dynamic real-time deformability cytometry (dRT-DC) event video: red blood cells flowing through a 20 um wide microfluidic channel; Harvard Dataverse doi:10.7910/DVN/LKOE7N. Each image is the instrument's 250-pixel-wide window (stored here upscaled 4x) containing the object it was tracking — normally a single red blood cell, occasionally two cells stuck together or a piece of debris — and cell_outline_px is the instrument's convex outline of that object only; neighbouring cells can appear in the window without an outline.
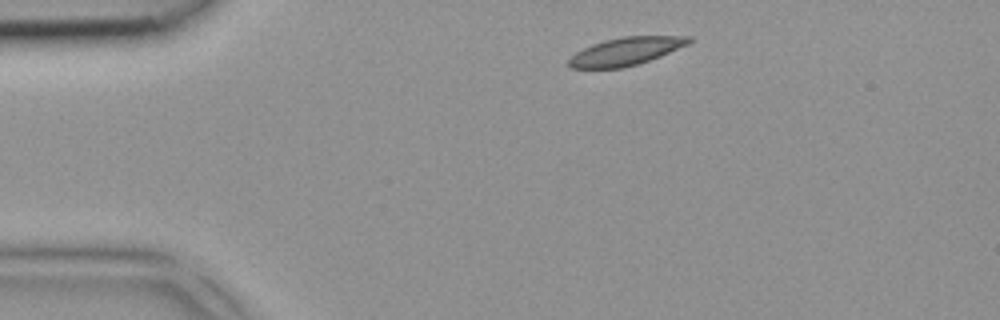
{"species": "common noctule bat (a hibernating species)", "species_latin": "Nyctalus noctula", "temperature_condition": "room temperature", "stored_images_in_passage": 3, "camera_frame_rate_fps": 3000, "um_per_image_px": 0.085, "animal": {"sex": "female", "body_mass_g": 18.4}, "frame": {"image": 1, "passage_image": 1, "time_ms": 0.0, "image_size_px": [1000, 320], "cell_outline_px": [[692, 40], [688, 44], [660, 56], [624, 68], [572, 68], [568, 64], [568, 60], [576, 52], [592, 44], [604, 40], [624, 36], [692, 36]], "centroid_in_image_um": [53.2, 4.35], "position_along_channel_um": 31.8, "area_um2": 19.31}}
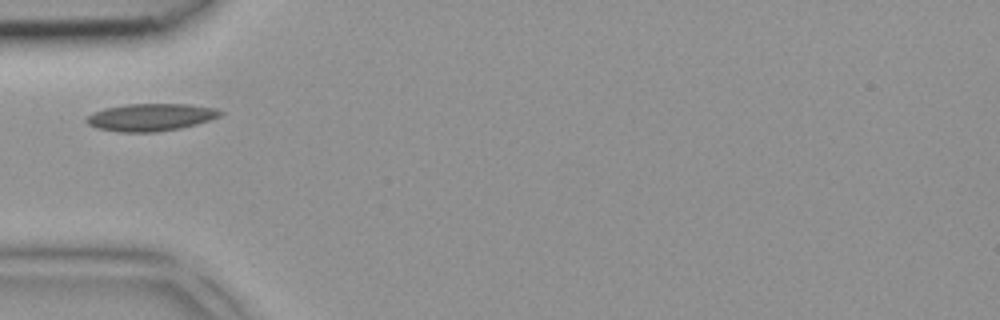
{"frame": {"image": 2, "passage_image": 3, "time_ms": 0.667, "image_size_px": [1000, 320], "cell_outline_px": [[224, 112], [220, 116], [196, 124], [180, 128], [156, 132], [120, 132], [96, 128], [88, 124], [84, 120], [92, 112], [104, 108], [128, 104], [188, 104], [216, 108]], "centroid_in_image_um": [12.79, 9.96], "position_along_channel_um": 72.2, "area_um2": 21.39}}